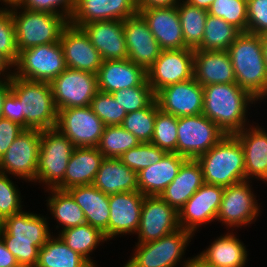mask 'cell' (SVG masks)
<instances>
[{
	"mask_svg": "<svg viewBox=\"0 0 267 267\" xmlns=\"http://www.w3.org/2000/svg\"><path fill=\"white\" fill-rule=\"evenodd\" d=\"M159 107L154 100L148 107L129 112L121 126L131 132L140 143H150L154 134L155 118Z\"/></svg>",
	"mask_w": 267,
	"mask_h": 267,
	"instance_id": "obj_40",
	"label": "cell"
},
{
	"mask_svg": "<svg viewBox=\"0 0 267 267\" xmlns=\"http://www.w3.org/2000/svg\"><path fill=\"white\" fill-rule=\"evenodd\" d=\"M177 12L185 44L189 48L196 49L201 44L204 35L205 21L208 15L207 10L180 0L177 4Z\"/></svg>",
	"mask_w": 267,
	"mask_h": 267,
	"instance_id": "obj_38",
	"label": "cell"
},
{
	"mask_svg": "<svg viewBox=\"0 0 267 267\" xmlns=\"http://www.w3.org/2000/svg\"><path fill=\"white\" fill-rule=\"evenodd\" d=\"M242 32L224 19L207 15L204 35L196 49L205 51L228 50Z\"/></svg>",
	"mask_w": 267,
	"mask_h": 267,
	"instance_id": "obj_37",
	"label": "cell"
},
{
	"mask_svg": "<svg viewBox=\"0 0 267 267\" xmlns=\"http://www.w3.org/2000/svg\"><path fill=\"white\" fill-rule=\"evenodd\" d=\"M180 0H137L138 9L154 8V7H173Z\"/></svg>",
	"mask_w": 267,
	"mask_h": 267,
	"instance_id": "obj_53",
	"label": "cell"
},
{
	"mask_svg": "<svg viewBox=\"0 0 267 267\" xmlns=\"http://www.w3.org/2000/svg\"><path fill=\"white\" fill-rule=\"evenodd\" d=\"M56 128L75 147H97L105 125L87 106L58 110Z\"/></svg>",
	"mask_w": 267,
	"mask_h": 267,
	"instance_id": "obj_14",
	"label": "cell"
},
{
	"mask_svg": "<svg viewBox=\"0 0 267 267\" xmlns=\"http://www.w3.org/2000/svg\"><path fill=\"white\" fill-rule=\"evenodd\" d=\"M0 54L12 65L17 61L15 26L10 9L0 7Z\"/></svg>",
	"mask_w": 267,
	"mask_h": 267,
	"instance_id": "obj_46",
	"label": "cell"
},
{
	"mask_svg": "<svg viewBox=\"0 0 267 267\" xmlns=\"http://www.w3.org/2000/svg\"><path fill=\"white\" fill-rule=\"evenodd\" d=\"M144 197L140 191L109 195L108 240H112L115 236L136 234Z\"/></svg>",
	"mask_w": 267,
	"mask_h": 267,
	"instance_id": "obj_21",
	"label": "cell"
},
{
	"mask_svg": "<svg viewBox=\"0 0 267 267\" xmlns=\"http://www.w3.org/2000/svg\"><path fill=\"white\" fill-rule=\"evenodd\" d=\"M123 30L128 59L147 71L162 51L147 22L138 13L123 21Z\"/></svg>",
	"mask_w": 267,
	"mask_h": 267,
	"instance_id": "obj_19",
	"label": "cell"
},
{
	"mask_svg": "<svg viewBox=\"0 0 267 267\" xmlns=\"http://www.w3.org/2000/svg\"><path fill=\"white\" fill-rule=\"evenodd\" d=\"M186 160L177 153H166L159 162L137 173L138 190L144 196H159L177 176Z\"/></svg>",
	"mask_w": 267,
	"mask_h": 267,
	"instance_id": "obj_29",
	"label": "cell"
},
{
	"mask_svg": "<svg viewBox=\"0 0 267 267\" xmlns=\"http://www.w3.org/2000/svg\"><path fill=\"white\" fill-rule=\"evenodd\" d=\"M36 180L46 189L63 190L67 164L75 148L73 143L57 128L41 131Z\"/></svg>",
	"mask_w": 267,
	"mask_h": 267,
	"instance_id": "obj_8",
	"label": "cell"
},
{
	"mask_svg": "<svg viewBox=\"0 0 267 267\" xmlns=\"http://www.w3.org/2000/svg\"><path fill=\"white\" fill-rule=\"evenodd\" d=\"M40 137L41 130L25 129L0 159V172L35 183L41 145Z\"/></svg>",
	"mask_w": 267,
	"mask_h": 267,
	"instance_id": "obj_12",
	"label": "cell"
},
{
	"mask_svg": "<svg viewBox=\"0 0 267 267\" xmlns=\"http://www.w3.org/2000/svg\"><path fill=\"white\" fill-rule=\"evenodd\" d=\"M50 84L57 111L90 106L98 92L97 74L82 70L66 68Z\"/></svg>",
	"mask_w": 267,
	"mask_h": 267,
	"instance_id": "obj_13",
	"label": "cell"
},
{
	"mask_svg": "<svg viewBox=\"0 0 267 267\" xmlns=\"http://www.w3.org/2000/svg\"><path fill=\"white\" fill-rule=\"evenodd\" d=\"M35 267H93L79 253L73 251L57 234L49 237L39 249Z\"/></svg>",
	"mask_w": 267,
	"mask_h": 267,
	"instance_id": "obj_34",
	"label": "cell"
},
{
	"mask_svg": "<svg viewBox=\"0 0 267 267\" xmlns=\"http://www.w3.org/2000/svg\"><path fill=\"white\" fill-rule=\"evenodd\" d=\"M217 237L211 245L194 256L199 267H245L248 262L246 245L233 231Z\"/></svg>",
	"mask_w": 267,
	"mask_h": 267,
	"instance_id": "obj_26",
	"label": "cell"
},
{
	"mask_svg": "<svg viewBox=\"0 0 267 267\" xmlns=\"http://www.w3.org/2000/svg\"><path fill=\"white\" fill-rule=\"evenodd\" d=\"M2 219H1V217H0V230H1V228H2Z\"/></svg>",
	"mask_w": 267,
	"mask_h": 267,
	"instance_id": "obj_60",
	"label": "cell"
},
{
	"mask_svg": "<svg viewBox=\"0 0 267 267\" xmlns=\"http://www.w3.org/2000/svg\"><path fill=\"white\" fill-rule=\"evenodd\" d=\"M22 1L23 0H0L1 5L3 3L2 8L5 5L4 8H7V9L20 6V4L22 3Z\"/></svg>",
	"mask_w": 267,
	"mask_h": 267,
	"instance_id": "obj_57",
	"label": "cell"
},
{
	"mask_svg": "<svg viewBox=\"0 0 267 267\" xmlns=\"http://www.w3.org/2000/svg\"><path fill=\"white\" fill-rule=\"evenodd\" d=\"M184 1L204 10H208L210 5L214 2V0H184Z\"/></svg>",
	"mask_w": 267,
	"mask_h": 267,
	"instance_id": "obj_56",
	"label": "cell"
},
{
	"mask_svg": "<svg viewBox=\"0 0 267 267\" xmlns=\"http://www.w3.org/2000/svg\"><path fill=\"white\" fill-rule=\"evenodd\" d=\"M178 117L158 110L155 118V128L150 143L167 153H177Z\"/></svg>",
	"mask_w": 267,
	"mask_h": 267,
	"instance_id": "obj_41",
	"label": "cell"
},
{
	"mask_svg": "<svg viewBox=\"0 0 267 267\" xmlns=\"http://www.w3.org/2000/svg\"><path fill=\"white\" fill-rule=\"evenodd\" d=\"M104 158L97 147H75L67 164L63 190L92 184Z\"/></svg>",
	"mask_w": 267,
	"mask_h": 267,
	"instance_id": "obj_33",
	"label": "cell"
},
{
	"mask_svg": "<svg viewBox=\"0 0 267 267\" xmlns=\"http://www.w3.org/2000/svg\"><path fill=\"white\" fill-rule=\"evenodd\" d=\"M236 84L258 101L267 98V69L261 37L242 32L229 46Z\"/></svg>",
	"mask_w": 267,
	"mask_h": 267,
	"instance_id": "obj_3",
	"label": "cell"
},
{
	"mask_svg": "<svg viewBox=\"0 0 267 267\" xmlns=\"http://www.w3.org/2000/svg\"><path fill=\"white\" fill-rule=\"evenodd\" d=\"M177 130V154L187 159H197L226 136L203 114L178 117Z\"/></svg>",
	"mask_w": 267,
	"mask_h": 267,
	"instance_id": "obj_10",
	"label": "cell"
},
{
	"mask_svg": "<svg viewBox=\"0 0 267 267\" xmlns=\"http://www.w3.org/2000/svg\"><path fill=\"white\" fill-rule=\"evenodd\" d=\"M24 130L22 126L9 119H0V159Z\"/></svg>",
	"mask_w": 267,
	"mask_h": 267,
	"instance_id": "obj_50",
	"label": "cell"
},
{
	"mask_svg": "<svg viewBox=\"0 0 267 267\" xmlns=\"http://www.w3.org/2000/svg\"><path fill=\"white\" fill-rule=\"evenodd\" d=\"M194 49L162 50L147 70V81L154 93L170 84L193 78Z\"/></svg>",
	"mask_w": 267,
	"mask_h": 267,
	"instance_id": "obj_16",
	"label": "cell"
},
{
	"mask_svg": "<svg viewBox=\"0 0 267 267\" xmlns=\"http://www.w3.org/2000/svg\"><path fill=\"white\" fill-rule=\"evenodd\" d=\"M0 267H20L15 256L5 246L0 237Z\"/></svg>",
	"mask_w": 267,
	"mask_h": 267,
	"instance_id": "obj_52",
	"label": "cell"
},
{
	"mask_svg": "<svg viewBox=\"0 0 267 267\" xmlns=\"http://www.w3.org/2000/svg\"><path fill=\"white\" fill-rule=\"evenodd\" d=\"M261 42L263 46V52H264V60L266 64L267 69V32L260 34Z\"/></svg>",
	"mask_w": 267,
	"mask_h": 267,
	"instance_id": "obj_58",
	"label": "cell"
},
{
	"mask_svg": "<svg viewBox=\"0 0 267 267\" xmlns=\"http://www.w3.org/2000/svg\"><path fill=\"white\" fill-rule=\"evenodd\" d=\"M3 118L9 119L25 129V118L21 115L20 100L11 92L4 101Z\"/></svg>",
	"mask_w": 267,
	"mask_h": 267,
	"instance_id": "obj_51",
	"label": "cell"
},
{
	"mask_svg": "<svg viewBox=\"0 0 267 267\" xmlns=\"http://www.w3.org/2000/svg\"><path fill=\"white\" fill-rule=\"evenodd\" d=\"M13 68L14 76L51 83L67 68L60 41L20 51Z\"/></svg>",
	"mask_w": 267,
	"mask_h": 267,
	"instance_id": "obj_9",
	"label": "cell"
},
{
	"mask_svg": "<svg viewBox=\"0 0 267 267\" xmlns=\"http://www.w3.org/2000/svg\"><path fill=\"white\" fill-rule=\"evenodd\" d=\"M138 14L137 0H75L69 23L82 27L102 20H121Z\"/></svg>",
	"mask_w": 267,
	"mask_h": 267,
	"instance_id": "obj_23",
	"label": "cell"
},
{
	"mask_svg": "<svg viewBox=\"0 0 267 267\" xmlns=\"http://www.w3.org/2000/svg\"><path fill=\"white\" fill-rule=\"evenodd\" d=\"M194 234L179 228L162 238L148 243H136L130 259L123 267H189L195 257L182 258ZM182 261V262H181Z\"/></svg>",
	"mask_w": 267,
	"mask_h": 267,
	"instance_id": "obj_6",
	"label": "cell"
},
{
	"mask_svg": "<svg viewBox=\"0 0 267 267\" xmlns=\"http://www.w3.org/2000/svg\"><path fill=\"white\" fill-rule=\"evenodd\" d=\"M247 32L262 34L267 32V0H247Z\"/></svg>",
	"mask_w": 267,
	"mask_h": 267,
	"instance_id": "obj_49",
	"label": "cell"
},
{
	"mask_svg": "<svg viewBox=\"0 0 267 267\" xmlns=\"http://www.w3.org/2000/svg\"><path fill=\"white\" fill-rule=\"evenodd\" d=\"M8 176L0 172V217L2 220L21 212L24 206L18 186Z\"/></svg>",
	"mask_w": 267,
	"mask_h": 267,
	"instance_id": "obj_47",
	"label": "cell"
},
{
	"mask_svg": "<svg viewBox=\"0 0 267 267\" xmlns=\"http://www.w3.org/2000/svg\"><path fill=\"white\" fill-rule=\"evenodd\" d=\"M60 44L67 68L98 73L103 59L82 28L69 23L62 32Z\"/></svg>",
	"mask_w": 267,
	"mask_h": 267,
	"instance_id": "obj_20",
	"label": "cell"
},
{
	"mask_svg": "<svg viewBox=\"0 0 267 267\" xmlns=\"http://www.w3.org/2000/svg\"><path fill=\"white\" fill-rule=\"evenodd\" d=\"M92 184L107 195L139 191L137 173L119 158H104Z\"/></svg>",
	"mask_w": 267,
	"mask_h": 267,
	"instance_id": "obj_32",
	"label": "cell"
},
{
	"mask_svg": "<svg viewBox=\"0 0 267 267\" xmlns=\"http://www.w3.org/2000/svg\"><path fill=\"white\" fill-rule=\"evenodd\" d=\"M223 191L224 187L204 183L178 210L180 228L195 235L201 225L215 221Z\"/></svg>",
	"mask_w": 267,
	"mask_h": 267,
	"instance_id": "obj_15",
	"label": "cell"
},
{
	"mask_svg": "<svg viewBox=\"0 0 267 267\" xmlns=\"http://www.w3.org/2000/svg\"><path fill=\"white\" fill-rule=\"evenodd\" d=\"M203 184L200 163L196 159H187L177 176L159 196L178 211Z\"/></svg>",
	"mask_w": 267,
	"mask_h": 267,
	"instance_id": "obj_31",
	"label": "cell"
},
{
	"mask_svg": "<svg viewBox=\"0 0 267 267\" xmlns=\"http://www.w3.org/2000/svg\"><path fill=\"white\" fill-rule=\"evenodd\" d=\"M10 68L12 69L13 65L0 54V82L11 79V77L13 76V70H11Z\"/></svg>",
	"mask_w": 267,
	"mask_h": 267,
	"instance_id": "obj_54",
	"label": "cell"
},
{
	"mask_svg": "<svg viewBox=\"0 0 267 267\" xmlns=\"http://www.w3.org/2000/svg\"><path fill=\"white\" fill-rule=\"evenodd\" d=\"M203 93L202 114L226 135H234L250 125L246 117L248 109L258 100L236 83L206 85Z\"/></svg>",
	"mask_w": 267,
	"mask_h": 267,
	"instance_id": "obj_2",
	"label": "cell"
},
{
	"mask_svg": "<svg viewBox=\"0 0 267 267\" xmlns=\"http://www.w3.org/2000/svg\"><path fill=\"white\" fill-rule=\"evenodd\" d=\"M126 113L148 107L155 100V93L146 80L141 86L111 93Z\"/></svg>",
	"mask_w": 267,
	"mask_h": 267,
	"instance_id": "obj_45",
	"label": "cell"
},
{
	"mask_svg": "<svg viewBox=\"0 0 267 267\" xmlns=\"http://www.w3.org/2000/svg\"><path fill=\"white\" fill-rule=\"evenodd\" d=\"M10 12L19 52L34 46L59 42L64 28L69 24V20L63 16L30 11L19 6L10 8Z\"/></svg>",
	"mask_w": 267,
	"mask_h": 267,
	"instance_id": "obj_7",
	"label": "cell"
},
{
	"mask_svg": "<svg viewBox=\"0 0 267 267\" xmlns=\"http://www.w3.org/2000/svg\"><path fill=\"white\" fill-rule=\"evenodd\" d=\"M251 183L245 180L224 188L216 221L234 231L257 220L261 210Z\"/></svg>",
	"mask_w": 267,
	"mask_h": 267,
	"instance_id": "obj_11",
	"label": "cell"
},
{
	"mask_svg": "<svg viewBox=\"0 0 267 267\" xmlns=\"http://www.w3.org/2000/svg\"><path fill=\"white\" fill-rule=\"evenodd\" d=\"M196 160L201 165L204 183L225 188L245 181L244 151L234 135H226Z\"/></svg>",
	"mask_w": 267,
	"mask_h": 267,
	"instance_id": "obj_4",
	"label": "cell"
},
{
	"mask_svg": "<svg viewBox=\"0 0 267 267\" xmlns=\"http://www.w3.org/2000/svg\"><path fill=\"white\" fill-rule=\"evenodd\" d=\"M166 153L152 143H140L123 153L119 159L124 165L139 173L142 169L159 162Z\"/></svg>",
	"mask_w": 267,
	"mask_h": 267,
	"instance_id": "obj_43",
	"label": "cell"
},
{
	"mask_svg": "<svg viewBox=\"0 0 267 267\" xmlns=\"http://www.w3.org/2000/svg\"><path fill=\"white\" fill-rule=\"evenodd\" d=\"M207 12L224 19L241 32H247V0H214Z\"/></svg>",
	"mask_w": 267,
	"mask_h": 267,
	"instance_id": "obj_42",
	"label": "cell"
},
{
	"mask_svg": "<svg viewBox=\"0 0 267 267\" xmlns=\"http://www.w3.org/2000/svg\"><path fill=\"white\" fill-rule=\"evenodd\" d=\"M11 93L10 79L0 82V119L3 118V105L5 98Z\"/></svg>",
	"mask_w": 267,
	"mask_h": 267,
	"instance_id": "obj_55",
	"label": "cell"
},
{
	"mask_svg": "<svg viewBox=\"0 0 267 267\" xmlns=\"http://www.w3.org/2000/svg\"><path fill=\"white\" fill-rule=\"evenodd\" d=\"M264 129V130H263ZM244 151L245 180L267 183V130L253 124L234 134Z\"/></svg>",
	"mask_w": 267,
	"mask_h": 267,
	"instance_id": "obj_25",
	"label": "cell"
},
{
	"mask_svg": "<svg viewBox=\"0 0 267 267\" xmlns=\"http://www.w3.org/2000/svg\"><path fill=\"white\" fill-rule=\"evenodd\" d=\"M160 110L176 117L202 114L203 87L194 79L170 84L155 93Z\"/></svg>",
	"mask_w": 267,
	"mask_h": 267,
	"instance_id": "obj_18",
	"label": "cell"
},
{
	"mask_svg": "<svg viewBox=\"0 0 267 267\" xmlns=\"http://www.w3.org/2000/svg\"><path fill=\"white\" fill-rule=\"evenodd\" d=\"M58 235L68 247L79 253L93 267H98L94 262L95 260L91 259L92 257H90V255H92L91 253L97 248V246L101 245L102 242L104 243L107 241L104 233L100 229L85 223L83 225L64 230L60 229Z\"/></svg>",
	"mask_w": 267,
	"mask_h": 267,
	"instance_id": "obj_36",
	"label": "cell"
},
{
	"mask_svg": "<svg viewBox=\"0 0 267 267\" xmlns=\"http://www.w3.org/2000/svg\"><path fill=\"white\" fill-rule=\"evenodd\" d=\"M11 92L20 100L25 129L56 128L58 111L53 100L51 84L17 76L10 79Z\"/></svg>",
	"mask_w": 267,
	"mask_h": 267,
	"instance_id": "obj_5",
	"label": "cell"
},
{
	"mask_svg": "<svg viewBox=\"0 0 267 267\" xmlns=\"http://www.w3.org/2000/svg\"><path fill=\"white\" fill-rule=\"evenodd\" d=\"M193 78L202 86L236 83L227 50L194 49Z\"/></svg>",
	"mask_w": 267,
	"mask_h": 267,
	"instance_id": "obj_27",
	"label": "cell"
},
{
	"mask_svg": "<svg viewBox=\"0 0 267 267\" xmlns=\"http://www.w3.org/2000/svg\"><path fill=\"white\" fill-rule=\"evenodd\" d=\"M189 267H199L196 263L192 264L191 266Z\"/></svg>",
	"mask_w": 267,
	"mask_h": 267,
	"instance_id": "obj_59",
	"label": "cell"
},
{
	"mask_svg": "<svg viewBox=\"0 0 267 267\" xmlns=\"http://www.w3.org/2000/svg\"><path fill=\"white\" fill-rule=\"evenodd\" d=\"M162 50L189 48L183 39L177 5L138 9Z\"/></svg>",
	"mask_w": 267,
	"mask_h": 267,
	"instance_id": "obj_22",
	"label": "cell"
},
{
	"mask_svg": "<svg viewBox=\"0 0 267 267\" xmlns=\"http://www.w3.org/2000/svg\"><path fill=\"white\" fill-rule=\"evenodd\" d=\"M90 107L105 126L121 125L127 115L111 93L98 91L92 99Z\"/></svg>",
	"mask_w": 267,
	"mask_h": 267,
	"instance_id": "obj_44",
	"label": "cell"
},
{
	"mask_svg": "<svg viewBox=\"0 0 267 267\" xmlns=\"http://www.w3.org/2000/svg\"><path fill=\"white\" fill-rule=\"evenodd\" d=\"M103 61L128 59L123 21L102 20L84 24L81 27Z\"/></svg>",
	"mask_w": 267,
	"mask_h": 267,
	"instance_id": "obj_24",
	"label": "cell"
},
{
	"mask_svg": "<svg viewBox=\"0 0 267 267\" xmlns=\"http://www.w3.org/2000/svg\"><path fill=\"white\" fill-rule=\"evenodd\" d=\"M46 217L22 210L3 219L0 237L20 267H35L39 249L53 234Z\"/></svg>",
	"mask_w": 267,
	"mask_h": 267,
	"instance_id": "obj_1",
	"label": "cell"
},
{
	"mask_svg": "<svg viewBox=\"0 0 267 267\" xmlns=\"http://www.w3.org/2000/svg\"><path fill=\"white\" fill-rule=\"evenodd\" d=\"M47 191L51 194H48L50 196L46 199V205L54 220L57 221L56 229L61 227L64 230L87 223L83 210L66 190L48 189Z\"/></svg>",
	"mask_w": 267,
	"mask_h": 267,
	"instance_id": "obj_35",
	"label": "cell"
},
{
	"mask_svg": "<svg viewBox=\"0 0 267 267\" xmlns=\"http://www.w3.org/2000/svg\"><path fill=\"white\" fill-rule=\"evenodd\" d=\"M147 80V71L141 66L125 60H105L98 73V91L112 93L141 86Z\"/></svg>",
	"mask_w": 267,
	"mask_h": 267,
	"instance_id": "obj_28",
	"label": "cell"
},
{
	"mask_svg": "<svg viewBox=\"0 0 267 267\" xmlns=\"http://www.w3.org/2000/svg\"><path fill=\"white\" fill-rule=\"evenodd\" d=\"M66 191L83 210L86 222L100 229L108 240L109 195L93 184L73 186Z\"/></svg>",
	"mask_w": 267,
	"mask_h": 267,
	"instance_id": "obj_30",
	"label": "cell"
},
{
	"mask_svg": "<svg viewBox=\"0 0 267 267\" xmlns=\"http://www.w3.org/2000/svg\"><path fill=\"white\" fill-rule=\"evenodd\" d=\"M139 144L140 141L121 125L105 126L97 148L105 158H119Z\"/></svg>",
	"mask_w": 267,
	"mask_h": 267,
	"instance_id": "obj_39",
	"label": "cell"
},
{
	"mask_svg": "<svg viewBox=\"0 0 267 267\" xmlns=\"http://www.w3.org/2000/svg\"><path fill=\"white\" fill-rule=\"evenodd\" d=\"M180 228L178 211L160 196H145L142 203L137 243L156 241Z\"/></svg>",
	"mask_w": 267,
	"mask_h": 267,
	"instance_id": "obj_17",
	"label": "cell"
},
{
	"mask_svg": "<svg viewBox=\"0 0 267 267\" xmlns=\"http://www.w3.org/2000/svg\"><path fill=\"white\" fill-rule=\"evenodd\" d=\"M19 7L60 15L70 20L75 9V0H23Z\"/></svg>",
	"mask_w": 267,
	"mask_h": 267,
	"instance_id": "obj_48",
	"label": "cell"
}]
</instances>
